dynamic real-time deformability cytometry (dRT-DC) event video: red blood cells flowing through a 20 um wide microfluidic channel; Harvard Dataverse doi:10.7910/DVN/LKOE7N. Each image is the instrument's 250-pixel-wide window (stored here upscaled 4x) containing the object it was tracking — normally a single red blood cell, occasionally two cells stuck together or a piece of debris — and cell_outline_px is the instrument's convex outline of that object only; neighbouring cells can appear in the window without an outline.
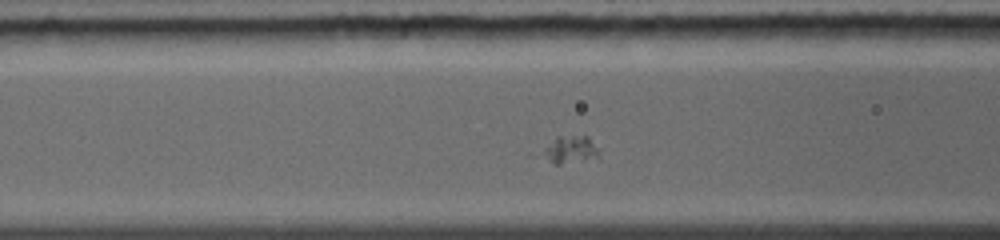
{"species": "common noctule bat (a hibernating species)", "species_latin": "Nyctalus noctula", "temperature_condition": "warm", "stored_images_in_passage": 25, "camera_frame_rate_fps": 5000, "um_per_image_px": 0.085, "animal": {"sex": "female", "body_mass_g": 19.0, "forearm_length_mm": 56.7}, "frame": {"image": 1, "passage_image": 8, "time_ms": 2.6, "image_size_px": [1000, 240], "cell_outline_px": [[600, 160], [560, 164], [552, 164], [528, 156], [528, 152], [556, 136], [588, 136]], "centroid_in_image_um": [48.07, 12.79], "position_along_channel_um": 118.5, "area_um2": 10.64}}
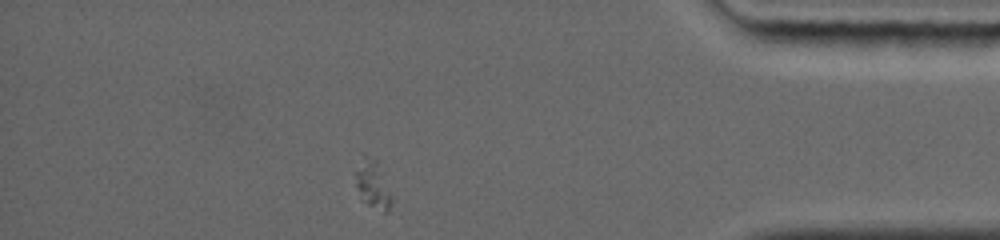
{"frame": {"image": 2, "passage_image": 25, "time_ms": 10.0, "image_size_px": [1000, 240], "cell_outline_px": [[392, 200], [388, 212], [384, 212], [360, 200], [356, 188], [356, 172], [364, 152], [380, 160]], "centroid_in_image_um": [31.69, 15.61], "position_along_channel_um": 403.5, "area_um2": 10.4}}